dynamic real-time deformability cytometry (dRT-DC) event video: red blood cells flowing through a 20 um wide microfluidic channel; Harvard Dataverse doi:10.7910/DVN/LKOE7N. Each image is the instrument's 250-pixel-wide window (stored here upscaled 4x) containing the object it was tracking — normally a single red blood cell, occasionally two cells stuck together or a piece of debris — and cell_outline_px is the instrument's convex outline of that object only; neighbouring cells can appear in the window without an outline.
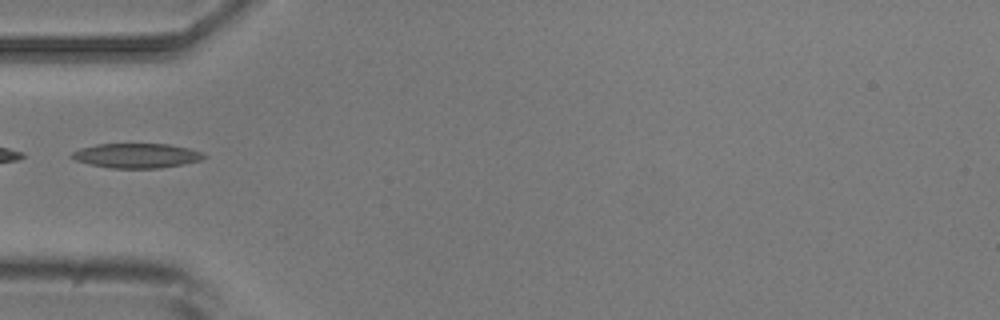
{"species": "common noctule bat (a hibernating species)", "species_latin": "Nyctalus noctula", "temperature_condition": "room temperature", "stored_images_in_passage": 1, "camera_frame_rate_fps": 3000, "um_per_image_px": 0.085, "animal": {"sex": "male", "body_mass_g": 20.5, "forearm_length_mm": 52.5}, "frame": {"image": 1, "passage_image": 1, "time_ms": 0.0, "image_size_px": [1000, 320], "cell_outline_px": [[208, 156], [200, 160], [184, 164], [160, 168], [108, 168], [88, 164], [76, 160], [68, 156], [72, 152], [80, 148], [96, 144], [168, 144], [188, 148], [200, 152]], "centroid_in_image_um": [11.57, 13.23], "position_along_channel_um": 73.4, "area_um2": 19.02}}